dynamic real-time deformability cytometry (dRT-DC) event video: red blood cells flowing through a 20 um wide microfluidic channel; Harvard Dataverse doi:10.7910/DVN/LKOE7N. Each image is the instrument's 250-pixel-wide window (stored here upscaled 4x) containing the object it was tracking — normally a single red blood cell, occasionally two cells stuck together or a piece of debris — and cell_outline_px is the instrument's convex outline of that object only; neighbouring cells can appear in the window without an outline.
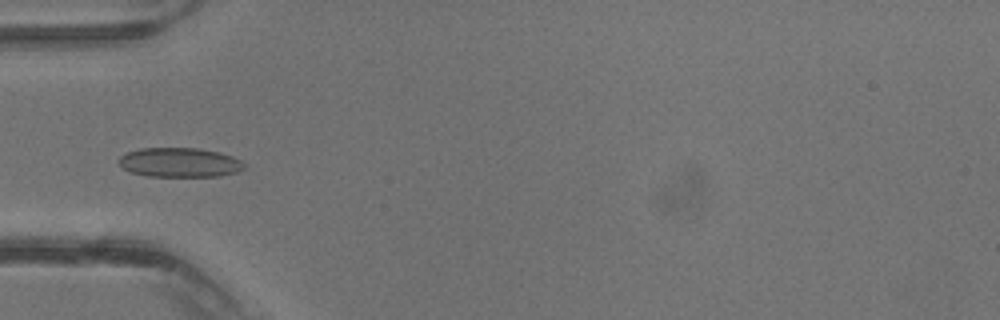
{"species": "common noctule bat (a hibernating species)", "species_latin": "Nyctalus noctula", "temperature_condition": "warm", "stored_images_in_passage": 32, "camera_frame_rate_fps": 3000, "um_per_image_px": 0.085, "animal": {"sex": "male", "body_mass_g": 13.3}, "frame": {"image": 1, "passage_image": 5, "time_ms": 1.333, "image_size_px": [1000, 320], "cell_outline_px": [[244, 168], [236, 172], [220, 176], [148, 176], [132, 172], [124, 168], [120, 164], [120, 156], [128, 152], [140, 148], [196, 148], [220, 152], [232, 156], [240, 160], [244, 164]], "centroid_in_image_um": [15.29, 13.8], "position_along_channel_um": 69.7, "area_um2": 21.27}}
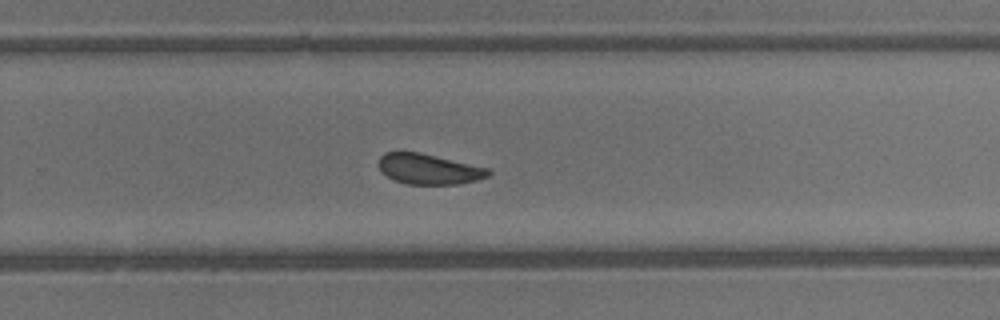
{"frame": {"image": 2, "passage_image": 18, "time_ms": 5.667, "image_size_px": [1000, 320], "cell_outline_px": [[492, 172], [488, 176], [476, 180], [460, 184], [408, 184], [392, 180], [380, 168], [380, 156], [384, 152], [420, 152], [488, 168]], "centroid_in_image_um": [36.46, 14.37], "position_along_channel_um": 293.3, "area_um2": 19.25}}
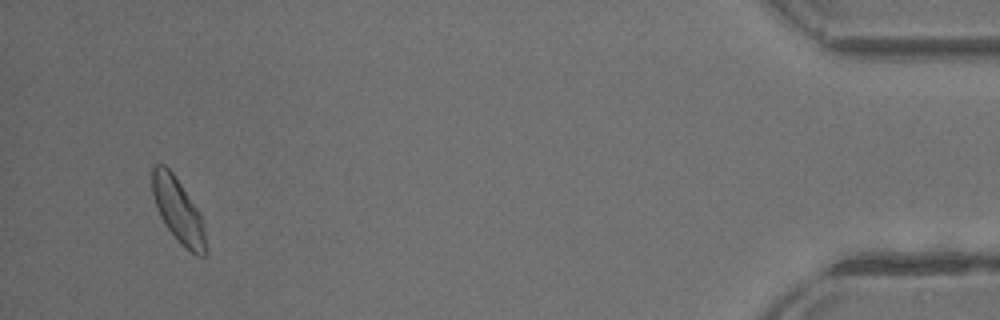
{"frame": {"image": 3, "passage_image": 30, "time_ms": 9.667, "image_size_px": [1000, 320], "cell_outline_px": [[208, 252], [204, 256], [196, 256], [184, 248], [164, 224], [156, 208], [152, 192], [152, 164], [164, 164], [172, 172], [200, 212]], "centroid_in_image_um": [15.14, 17.91], "position_along_channel_um": 420.1, "area_um2": 20.17}}